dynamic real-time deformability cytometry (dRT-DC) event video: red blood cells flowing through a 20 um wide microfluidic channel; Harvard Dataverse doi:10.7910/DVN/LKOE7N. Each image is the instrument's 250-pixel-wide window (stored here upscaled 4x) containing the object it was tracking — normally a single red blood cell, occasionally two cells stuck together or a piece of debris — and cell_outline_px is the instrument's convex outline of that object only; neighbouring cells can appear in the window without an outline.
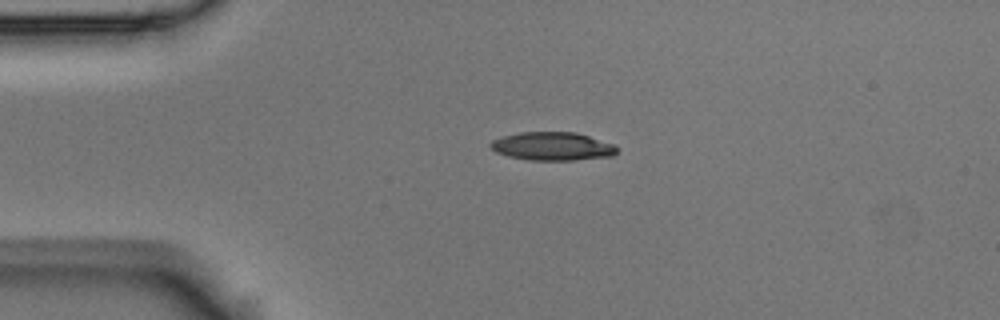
{"species": "Egyptian fruit bat (a non-hibernating species)", "species_latin": "Rousettus aegyptiacus", "temperature_condition": "room temperature", "stored_images_in_passage": 5, "camera_frame_rate_fps": 3000, "um_per_image_px": 0.085, "animal": {"sex": "male"}, "frame": {"image": 1, "passage_image": 4, "time_ms": 1.0, "image_size_px": [1000, 320], "cell_outline_px": [[620, 148], [612, 156], [576, 160], [532, 160], [508, 156], [496, 152], [488, 144], [492, 140], [504, 136], [520, 132], [576, 132], [616, 144]], "centroid_in_image_um": [47.0, 12.43], "position_along_channel_um": 38.0, "area_um2": 20.98}}